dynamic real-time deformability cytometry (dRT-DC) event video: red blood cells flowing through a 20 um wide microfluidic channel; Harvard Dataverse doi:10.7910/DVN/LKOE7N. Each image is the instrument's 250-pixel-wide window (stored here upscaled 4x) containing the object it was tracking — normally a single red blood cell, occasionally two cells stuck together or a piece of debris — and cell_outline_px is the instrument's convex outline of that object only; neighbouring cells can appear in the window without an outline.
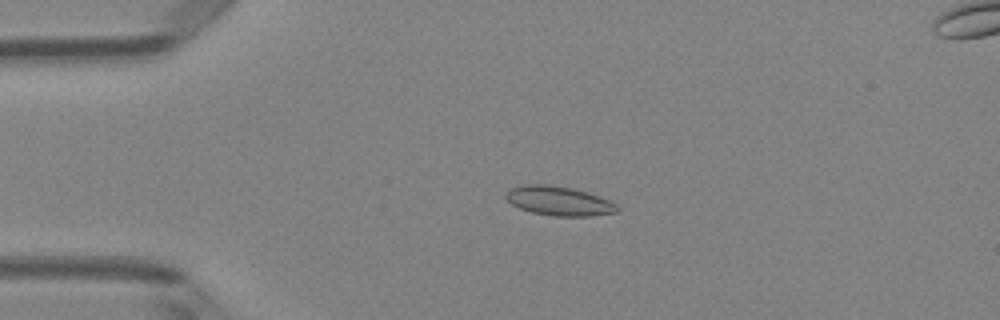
{"species": "Egyptian fruit bat (a non-hibernating species)", "species_latin": "Rousettus aegyptiacus", "temperature_condition": "room temperature", "stored_images_in_passage": 50, "camera_frame_rate_fps": 3000, "um_per_image_px": 0.085, "animal": {"sex": "female"}, "frame": {"image": 1, "passage_image": 12, "time_ms": 3.667, "image_size_px": [1000, 320], "cell_outline_px": [[620, 208], [616, 212], [588, 216], [556, 216], [532, 212], [520, 208], [512, 204], [504, 196], [508, 188], [520, 184], [552, 184], [572, 188], [588, 192], [600, 196], [616, 204]], "centroid_in_image_um": [47.47, 17.05], "position_along_channel_um": 37.5, "area_um2": 19.13}}
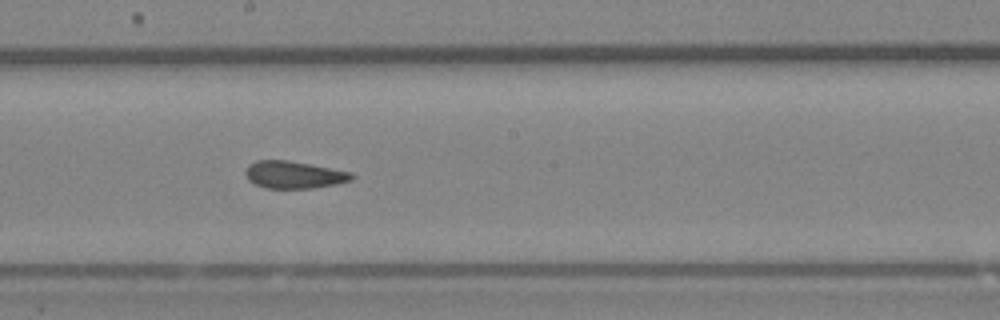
{"frame": {"image": 2, "passage_image": 28, "time_ms": 9.0, "image_size_px": [1000, 320], "cell_outline_px": [[356, 176], [352, 180], [336, 184], [312, 188], [264, 188], [248, 180], [244, 172], [248, 164], [256, 160], [288, 160], [352, 172]], "centroid_in_image_um": [24.98, 14.85], "position_along_channel_um": 223.2, "area_um2": 16.99}}
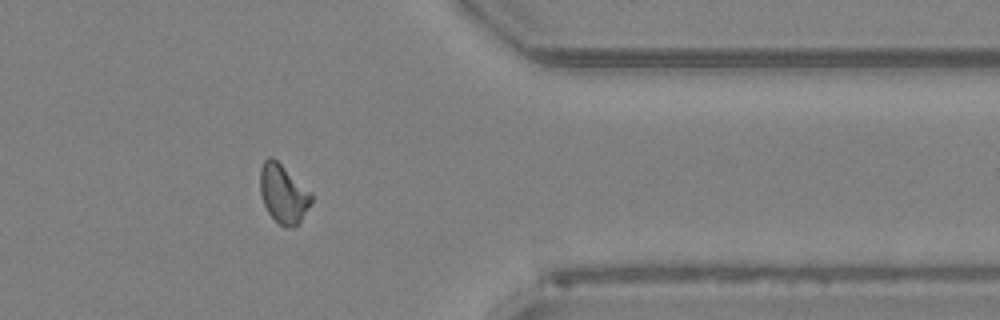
{"frame": {"image": 3, "passage_image": 41, "time_ms": 13.333, "image_size_px": [1000, 320], "cell_outline_px": [[312, 204], [300, 220], [292, 228], [280, 224], [268, 212], [264, 204], [260, 192], [260, 168], [264, 160], [268, 156], [272, 156], [312, 192]], "centroid_in_image_um": [24.08, 16.43], "position_along_channel_um": 387.3, "area_um2": 17.46}, "authors_computed_cell_mechanics": {"area_um2": 17.3978, "velocity_mm_per_s": 4.1212, "shape_relaxation_time_tau1_ms": null, "shape_relaxation_time_tau2_ms": 1.9536, "deformation_change_tau1": null, "deformation_change_tau2": 0.0981}}